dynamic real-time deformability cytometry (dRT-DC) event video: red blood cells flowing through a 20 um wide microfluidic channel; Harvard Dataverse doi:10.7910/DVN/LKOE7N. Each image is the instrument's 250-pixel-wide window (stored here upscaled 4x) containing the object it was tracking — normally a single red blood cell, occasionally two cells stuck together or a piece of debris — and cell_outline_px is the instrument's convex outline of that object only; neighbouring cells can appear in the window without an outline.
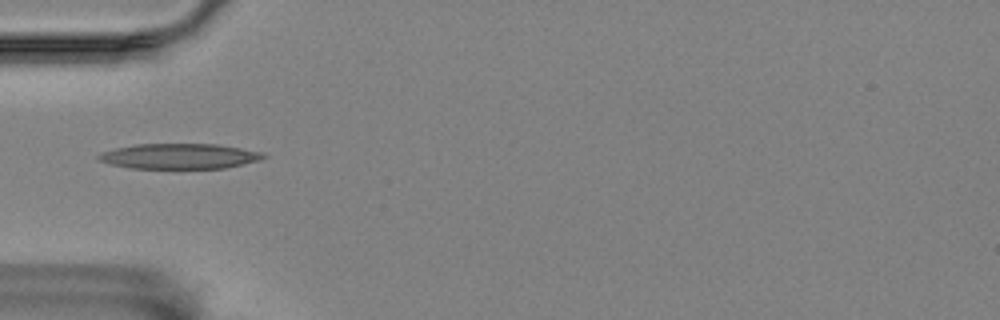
{"species": "Egyptian fruit bat (a non-hibernating species)", "species_latin": "Rousettus aegyptiacus", "temperature_condition": "room temperature", "stored_images_in_passage": 9, "camera_frame_rate_fps": 3000, "um_per_image_px": 0.085, "animal": {"sex": "female"}, "frame": {"image": 1, "passage_image": 6, "time_ms": 5.667, "image_size_px": [1000, 320], "cell_outline_px": [[268, 156], [260, 160], [224, 168], [132, 168], [108, 164], [100, 160], [96, 156], [100, 152], [116, 148], [136, 144], [216, 144], [264, 152]], "centroid_in_image_um": [15.24, 13.27], "position_along_channel_um": 69.8, "area_um2": 24.28}}
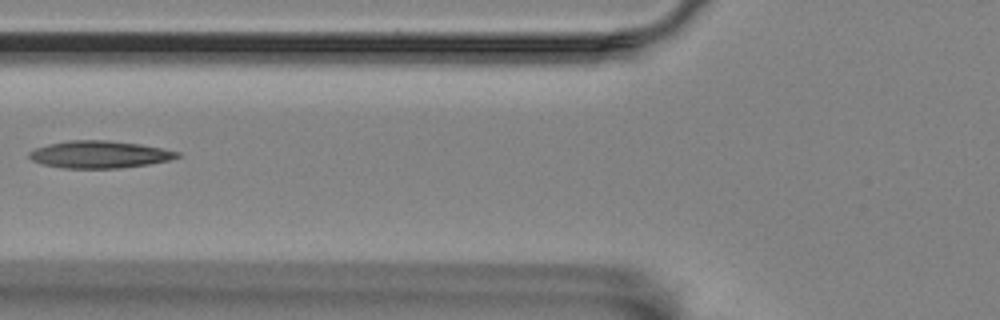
{"frame": {"image": 2, "passage_image": 7, "time_ms": 7.0, "image_size_px": [1000, 320], "cell_outline_px": [[180, 156], [168, 160], [148, 164], [120, 168], [64, 168], [40, 164], [32, 160], [28, 156], [28, 152], [36, 148], [48, 144], [68, 140], [108, 140], [140, 144], [164, 148], [180, 152]], "centroid_in_image_um": [8.44, 13.12], "position_along_channel_um": 117.4, "area_um2": 23.58}}
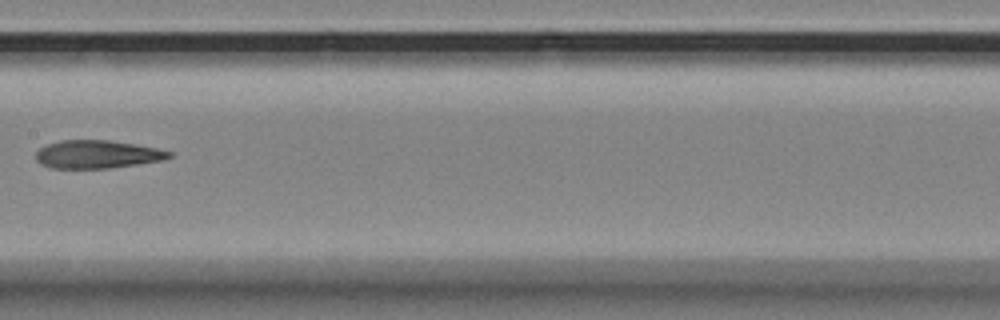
{"frame": {"image": 3, "passage_image": 9, "time_ms": 9.333, "image_size_px": [1000, 320], "cell_outline_px": [[172, 156], [164, 160], [112, 168], [48, 168], [40, 164], [36, 160], [36, 152], [40, 148], [48, 144], [60, 140], [108, 140], [136, 144], [156, 148], [172, 152]], "centroid_in_image_um": [8.26, 13.12], "position_along_channel_um": 199.1, "area_um2": 21.91}}